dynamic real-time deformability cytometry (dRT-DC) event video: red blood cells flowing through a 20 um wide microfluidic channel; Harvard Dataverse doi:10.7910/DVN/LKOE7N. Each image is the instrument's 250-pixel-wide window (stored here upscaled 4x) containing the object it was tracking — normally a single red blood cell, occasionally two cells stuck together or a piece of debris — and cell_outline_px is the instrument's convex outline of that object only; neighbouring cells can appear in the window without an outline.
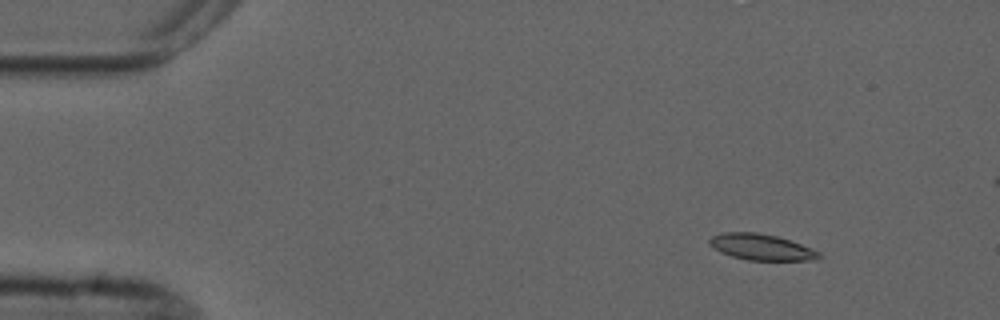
{"species": "common noctule bat (a hibernating species)", "species_latin": "Nyctalus noctula", "temperature_condition": "cold", "stored_images_in_passage": 6, "camera_frame_rate_fps": 3000, "um_per_image_px": 0.085, "animal": {"sex": "male", "forearm_length_mm": 52.5}, "frame": {"image": 1, "passage_image": 2, "time_ms": 1.333, "image_size_px": [1000, 320], "cell_outline_px": [[824, 256], [816, 260], [748, 260], [732, 256], [720, 252], [708, 244], [708, 240], [712, 236], [724, 232], [756, 232], [776, 236], [812, 248], [820, 252]], "centroid_in_image_um": [64.72, 21.0], "position_along_channel_um": 20.3, "area_um2": 16.65}}
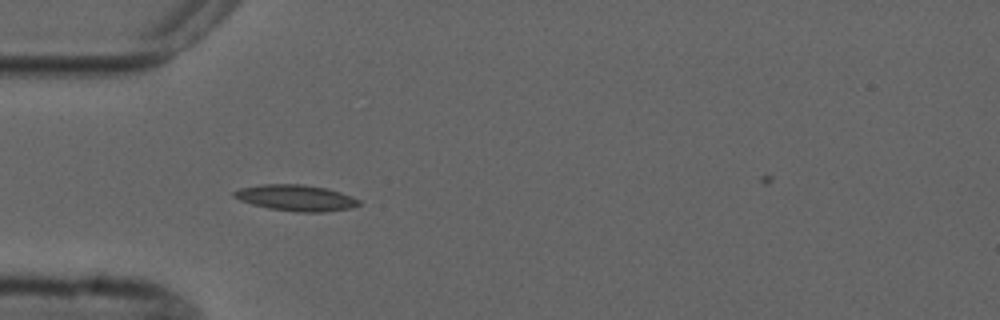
{"frame": {"image": 2, "passage_image": 5, "time_ms": 4.667, "image_size_px": [1000, 320], "cell_outline_px": [[360, 204], [352, 208], [324, 212], [296, 212], [268, 208], [252, 204], [240, 200], [232, 196], [232, 192], [240, 188], [264, 184], [300, 184], [328, 188], [352, 196], [360, 200]], "centroid_in_image_um": [25.17, 16.82], "position_along_channel_um": 59.8, "area_um2": 19.07}}
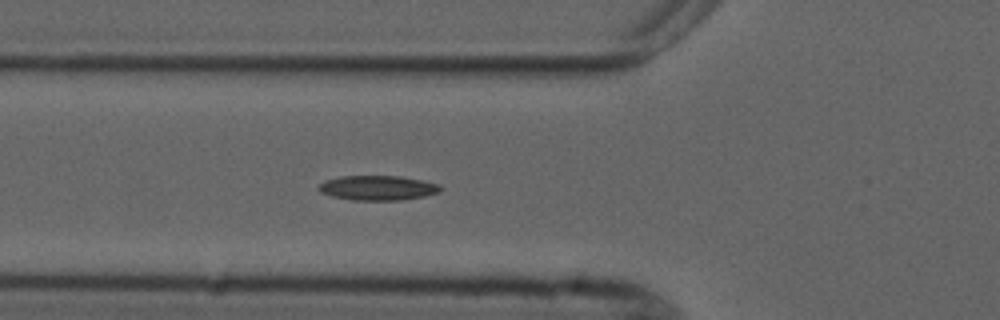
{"frame": {"image": 3, "passage_image": 6, "time_ms": 5.667, "image_size_px": [1000, 320], "cell_outline_px": [[444, 188], [440, 192], [424, 196], [400, 200], [352, 200], [332, 196], [320, 192], [316, 188], [324, 180], [340, 176], [400, 176], [440, 184]], "centroid_in_image_um": [32.1, 15.97], "position_along_channel_um": 93.7, "area_um2": 17.63}}